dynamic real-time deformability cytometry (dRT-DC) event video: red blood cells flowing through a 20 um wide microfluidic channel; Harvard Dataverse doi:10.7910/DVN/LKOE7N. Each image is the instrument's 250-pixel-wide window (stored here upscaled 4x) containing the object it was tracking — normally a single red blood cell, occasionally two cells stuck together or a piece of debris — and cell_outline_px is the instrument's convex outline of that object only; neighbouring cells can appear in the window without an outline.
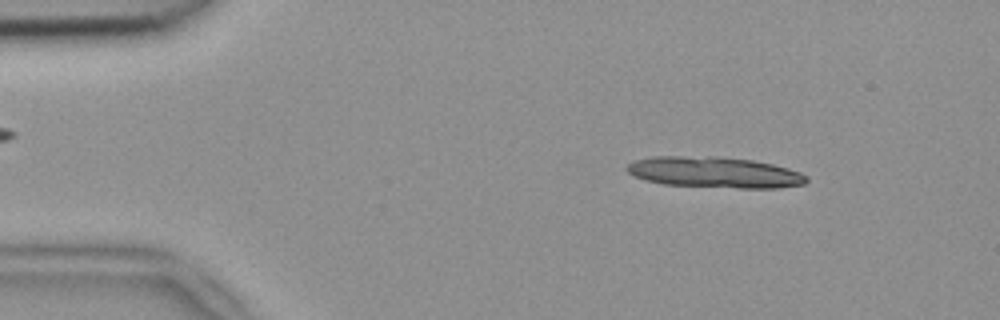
{"species": "common noctule bat (a hibernating species)", "species_latin": "Nyctalus noctula", "temperature_condition": "room temperature", "stored_images_in_passage": 20, "camera_frame_rate_fps": 3000, "um_per_image_px": 0.085, "animal": {"sex": "female", "body_mass_g": 18.4}, "frame": {"image": 1, "passage_image": 6, "time_ms": 1.667, "image_size_px": [1000, 320], "cell_outline_px": [[808, 180], [804, 184], [776, 188], [740, 188], [664, 184], [644, 180], [628, 172], [624, 168], [628, 164], [636, 160], [652, 156], [716, 156], [752, 160], [772, 164], [788, 168], [800, 172], [808, 176]], "centroid_in_image_um": [60.74, 14.64], "position_along_channel_um": 24.3, "area_um2": 32.43}}
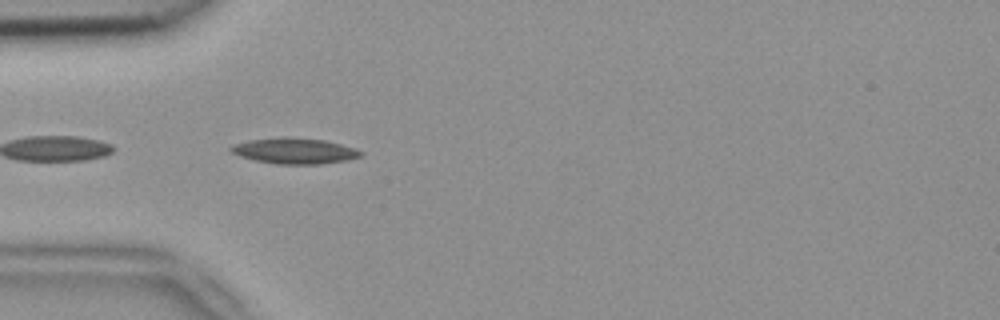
{"frame": {"image": 2, "passage_image": 15, "time_ms": 4.667, "image_size_px": [1000, 320], "cell_outline_px": [[364, 152], [360, 156], [348, 160], [320, 164], [276, 164], [256, 160], [240, 156], [232, 152], [228, 148], [232, 144], [248, 140], [288, 136], [324, 140], [356, 148]], "centroid_in_image_um": [25.03, 12.82], "position_along_channel_um": 60.0, "area_um2": 19.59}}